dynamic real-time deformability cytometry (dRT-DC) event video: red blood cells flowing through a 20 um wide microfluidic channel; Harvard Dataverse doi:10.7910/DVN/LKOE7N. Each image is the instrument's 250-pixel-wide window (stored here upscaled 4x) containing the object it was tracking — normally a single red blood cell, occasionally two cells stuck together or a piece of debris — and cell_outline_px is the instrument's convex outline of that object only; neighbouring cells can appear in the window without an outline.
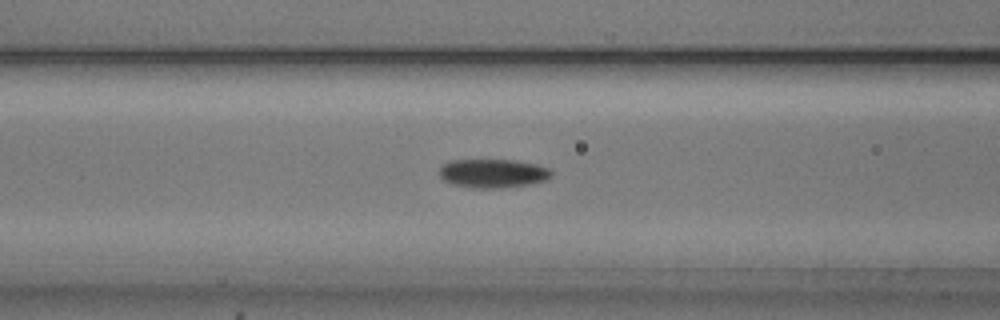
{"species": "common noctule bat (a hibernating species)", "species_latin": "Nyctalus noctula", "temperature_condition": "cold", "stored_images_in_passage": 50, "camera_frame_rate_fps": 3000, "um_per_image_px": 0.085, "animal": {"sex": "male", "body_mass_g": 20.5, "forearm_length_mm": 52.5}, "frame": {"image": 1, "passage_image": 18, "time_ms": 5.667, "image_size_px": [1000, 320], "cell_outline_px": [[552, 176], [548, 180], [532, 184], [500, 188], [476, 188], [456, 184], [444, 180], [440, 176], [440, 168], [448, 160], [516, 160], [536, 164], [548, 168], [552, 172]], "centroid_in_image_um": [41.95, 14.73], "position_along_channel_um": 124.6, "area_um2": 18.79}}
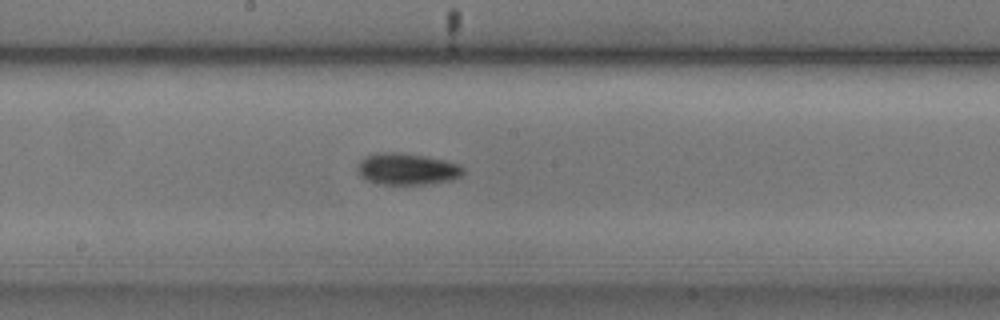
{"frame": {"image": 2, "passage_image": 25, "time_ms": 8.0, "image_size_px": [1000, 320], "cell_outline_px": [[464, 172], [460, 176], [452, 180], [424, 184], [376, 184], [360, 176], [360, 160], [364, 156], [376, 152], [400, 152], [424, 156], [444, 160], [460, 164], [464, 168]], "centroid_in_image_um": [34.61, 14.36], "position_along_channel_um": 213.6, "area_um2": 19.42}}
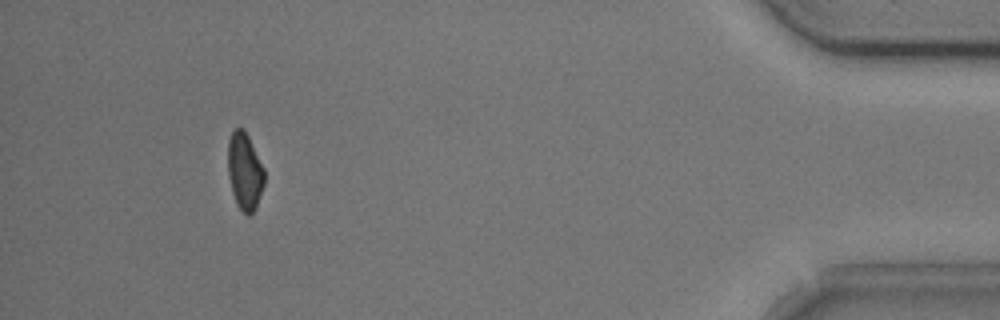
{"frame": {"image": 3, "passage_image": 46, "time_ms": 15.0, "image_size_px": [1000, 320], "cell_outline_px": [[264, 184], [256, 208], [248, 216], [236, 204], [232, 192], [228, 176], [228, 140], [232, 132], [236, 128], [244, 128], [264, 168]], "centroid_in_image_um": [20.79, 14.56], "position_along_channel_um": 414.4, "area_um2": 16.36}, "authors_computed_cell_mechanics": {"area_um2": 17.7157, "velocity_mm_per_s": 3.8031, "shape_relaxation_time_tau1_ms": 2.4376, "shape_relaxation_time_tau2_ms": null, "deformation_change_tau1": 0.0898, "deformation_change_tau2": null}}